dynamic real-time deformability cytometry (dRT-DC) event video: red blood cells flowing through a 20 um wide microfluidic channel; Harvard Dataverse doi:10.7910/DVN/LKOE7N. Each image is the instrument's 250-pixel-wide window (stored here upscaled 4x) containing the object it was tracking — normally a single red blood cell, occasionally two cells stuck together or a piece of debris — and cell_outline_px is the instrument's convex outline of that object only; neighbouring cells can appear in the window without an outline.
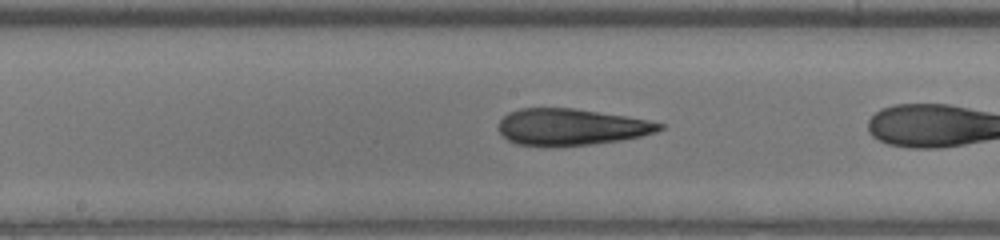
{"species": "human", "species_latin": "Homo sapiens", "temperature_condition": "warm", "stored_images_in_passage": 18, "camera_frame_rate_fps": 3000, "um_per_image_px": 0.085, "donor": {"sex": "male"}, "frame": {"image": 1, "passage_image": 6, "time_ms": 1.667, "image_size_px": [1000, 240], "cell_outline_px": [[664, 128], [656, 132], [640, 136], [620, 140], [592, 144], [516, 144], [508, 140], [500, 132], [500, 120], [508, 112], [520, 108], [572, 108], [628, 116], [664, 124]], "centroid_in_image_um": [48.58, 10.76], "position_along_channel_um": 199.6, "area_um2": 33.47}}